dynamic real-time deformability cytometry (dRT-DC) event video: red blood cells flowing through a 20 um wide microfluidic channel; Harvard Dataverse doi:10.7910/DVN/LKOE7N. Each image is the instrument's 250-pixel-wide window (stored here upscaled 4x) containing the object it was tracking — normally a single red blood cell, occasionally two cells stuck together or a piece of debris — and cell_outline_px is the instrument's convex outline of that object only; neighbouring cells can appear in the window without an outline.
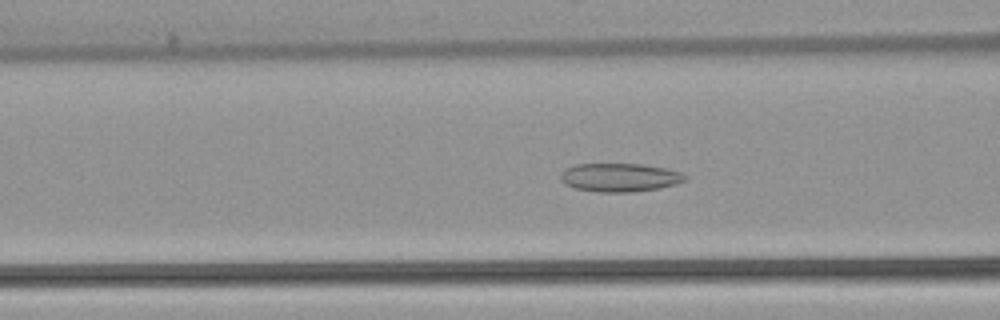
{"species": "common noctule bat (a hibernating species)", "species_latin": "Nyctalus noctula", "temperature_condition": "warm", "stored_images_in_passage": 49, "camera_frame_rate_fps": 3000, "um_per_image_px": 0.085, "animal": {"sex": "female", "body_mass_g": 22.7, "forearm_length_mm": 54.2}, "frame": {"image": 1, "passage_image": 21, "time_ms": 6.667, "image_size_px": [1000, 320], "cell_outline_px": [[688, 176], [684, 180], [676, 184], [660, 188], [632, 192], [596, 192], [576, 188], [564, 184], [560, 180], [560, 176], [564, 168], [576, 164], [644, 164], [664, 168], [680, 172]], "centroid_in_image_um": [52.65, 15.08], "position_along_channel_um": 114.0, "area_um2": 20.75}}
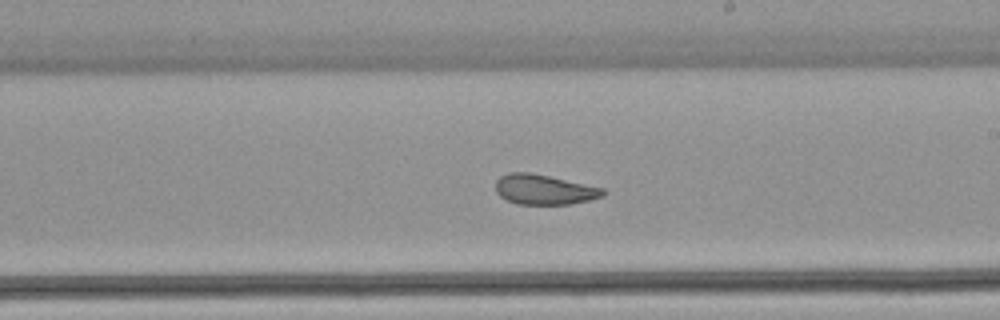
{"frame": {"image": 2, "passage_image": 31, "time_ms": 10.0, "image_size_px": [1000, 320], "cell_outline_px": [[608, 192], [604, 196], [572, 204], [516, 204], [500, 196], [496, 192], [496, 180], [500, 176], [508, 172], [528, 172], [548, 176], [604, 188]], "centroid_in_image_um": [46.26, 16.11], "position_along_channel_um": 242.7, "area_um2": 18.79}}
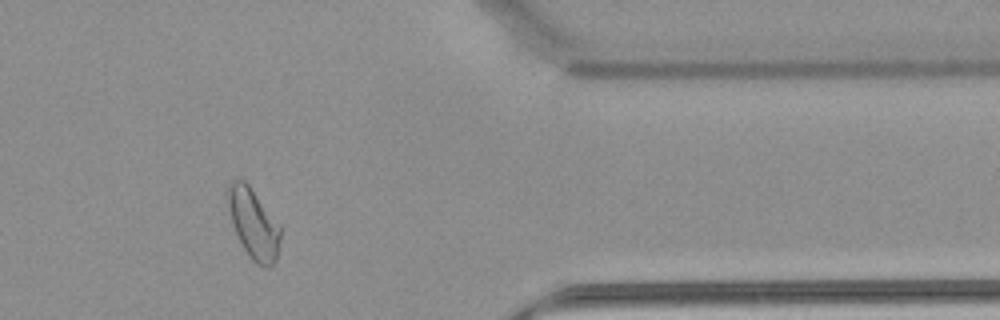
{"frame": {"image": 3, "passage_image": 44, "time_ms": 14.333, "image_size_px": [1000, 320], "cell_outline_px": [[280, 240], [276, 260], [268, 268], [264, 268], [256, 264], [252, 260], [244, 248], [232, 224], [228, 208], [228, 184], [232, 180], [244, 180], [248, 184], [280, 224]], "centroid_in_image_um": [21.56, 19.02], "position_along_channel_um": 389.8, "area_um2": 21.27}}